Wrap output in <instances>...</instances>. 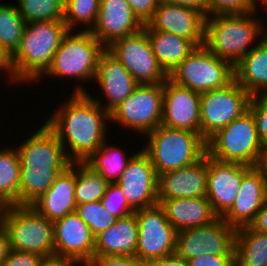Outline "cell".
<instances>
[{
  "label": "cell",
  "instance_id": "obj_20",
  "mask_svg": "<svg viewBox=\"0 0 267 266\" xmlns=\"http://www.w3.org/2000/svg\"><path fill=\"white\" fill-rule=\"evenodd\" d=\"M143 27L126 0H100L96 23L90 32L107 48L116 39L136 33Z\"/></svg>",
  "mask_w": 267,
  "mask_h": 266
},
{
  "label": "cell",
  "instance_id": "obj_16",
  "mask_svg": "<svg viewBox=\"0 0 267 266\" xmlns=\"http://www.w3.org/2000/svg\"><path fill=\"white\" fill-rule=\"evenodd\" d=\"M54 255L86 266L93 258L95 237L88 225L76 213L53 222Z\"/></svg>",
  "mask_w": 267,
  "mask_h": 266
},
{
  "label": "cell",
  "instance_id": "obj_50",
  "mask_svg": "<svg viewBox=\"0 0 267 266\" xmlns=\"http://www.w3.org/2000/svg\"><path fill=\"white\" fill-rule=\"evenodd\" d=\"M10 251L9 239L4 226L0 222V266Z\"/></svg>",
  "mask_w": 267,
  "mask_h": 266
},
{
  "label": "cell",
  "instance_id": "obj_43",
  "mask_svg": "<svg viewBox=\"0 0 267 266\" xmlns=\"http://www.w3.org/2000/svg\"><path fill=\"white\" fill-rule=\"evenodd\" d=\"M134 14L143 24L153 17L160 0H126Z\"/></svg>",
  "mask_w": 267,
  "mask_h": 266
},
{
  "label": "cell",
  "instance_id": "obj_9",
  "mask_svg": "<svg viewBox=\"0 0 267 266\" xmlns=\"http://www.w3.org/2000/svg\"><path fill=\"white\" fill-rule=\"evenodd\" d=\"M163 83L139 84L111 113L112 124H120L146 135L161 124Z\"/></svg>",
  "mask_w": 267,
  "mask_h": 266
},
{
  "label": "cell",
  "instance_id": "obj_11",
  "mask_svg": "<svg viewBox=\"0 0 267 266\" xmlns=\"http://www.w3.org/2000/svg\"><path fill=\"white\" fill-rule=\"evenodd\" d=\"M139 233L135 257L142 263L175 254L177 231L168 222L163 207L157 203L134 212Z\"/></svg>",
  "mask_w": 267,
  "mask_h": 266
},
{
  "label": "cell",
  "instance_id": "obj_1",
  "mask_svg": "<svg viewBox=\"0 0 267 266\" xmlns=\"http://www.w3.org/2000/svg\"><path fill=\"white\" fill-rule=\"evenodd\" d=\"M75 87L71 98L62 102L65 104L57 107L45 122L72 162L86 161L107 141L111 121L110 113L94 101L84 86Z\"/></svg>",
  "mask_w": 267,
  "mask_h": 266
},
{
  "label": "cell",
  "instance_id": "obj_21",
  "mask_svg": "<svg viewBox=\"0 0 267 266\" xmlns=\"http://www.w3.org/2000/svg\"><path fill=\"white\" fill-rule=\"evenodd\" d=\"M94 81L101 88L107 103L102 104L103 100L101 101L98 97L94 101L109 113L126 100L139 85L122 63L107 49L99 56Z\"/></svg>",
  "mask_w": 267,
  "mask_h": 266
},
{
  "label": "cell",
  "instance_id": "obj_35",
  "mask_svg": "<svg viewBox=\"0 0 267 266\" xmlns=\"http://www.w3.org/2000/svg\"><path fill=\"white\" fill-rule=\"evenodd\" d=\"M16 8L26 22L63 20L64 0H16Z\"/></svg>",
  "mask_w": 267,
  "mask_h": 266
},
{
  "label": "cell",
  "instance_id": "obj_15",
  "mask_svg": "<svg viewBox=\"0 0 267 266\" xmlns=\"http://www.w3.org/2000/svg\"><path fill=\"white\" fill-rule=\"evenodd\" d=\"M205 23L203 12L160 0L153 17L143 28L175 34L191 40L196 46H202L205 42Z\"/></svg>",
  "mask_w": 267,
  "mask_h": 266
},
{
  "label": "cell",
  "instance_id": "obj_49",
  "mask_svg": "<svg viewBox=\"0 0 267 266\" xmlns=\"http://www.w3.org/2000/svg\"><path fill=\"white\" fill-rule=\"evenodd\" d=\"M169 3L195 8L207 17V0H162Z\"/></svg>",
  "mask_w": 267,
  "mask_h": 266
},
{
  "label": "cell",
  "instance_id": "obj_42",
  "mask_svg": "<svg viewBox=\"0 0 267 266\" xmlns=\"http://www.w3.org/2000/svg\"><path fill=\"white\" fill-rule=\"evenodd\" d=\"M43 256L10 249L1 266H38Z\"/></svg>",
  "mask_w": 267,
  "mask_h": 266
},
{
  "label": "cell",
  "instance_id": "obj_19",
  "mask_svg": "<svg viewBox=\"0 0 267 266\" xmlns=\"http://www.w3.org/2000/svg\"><path fill=\"white\" fill-rule=\"evenodd\" d=\"M200 97V93L168 78L163 83L161 125L200 134Z\"/></svg>",
  "mask_w": 267,
  "mask_h": 266
},
{
  "label": "cell",
  "instance_id": "obj_53",
  "mask_svg": "<svg viewBox=\"0 0 267 266\" xmlns=\"http://www.w3.org/2000/svg\"><path fill=\"white\" fill-rule=\"evenodd\" d=\"M2 208H3V207L0 205V215H1Z\"/></svg>",
  "mask_w": 267,
  "mask_h": 266
},
{
  "label": "cell",
  "instance_id": "obj_8",
  "mask_svg": "<svg viewBox=\"0 0 267 266\" xmlns=\"http://www.w3.org/2000/svg\"><path fill=\"white\" fill-rule=\"evenodd\" d=\"M174 83L198 93L221 89L234 81V66L197 46L169 75Z\"/></svg>",
  "mask_w": 267,
  "mask_h": 266
},
{
  "label": "cell",
  "instance_id": "obj_44",
  "mask_svg": "<svg viewBox=\"0 0 267 266\" xmlns=\"http://www.w3.org/2000/svg\"><path fill=\"white\" fill-rule=\"evenodd\" d=\"M187 262L189 266H235V255L203 254Z\"/></svg>",
  "mask_w": 267,
  "mask_h": 266
},
{
  "label": "cell",
  "instance_id": "obj_47",
  "mask_svg": "<svg viewBox=\"0 0 267 266\" xmlns=\"http://www.w3.org/2000/svg\"><path fill=\"white\" fill-rule=\"evenodd\" d=\"M149 266H189L188 262L176 253L161 259L154 260Z\"/></svg>",
  "mask_w": 267,
  "mask_h": 266
},
{
  "label": "cell",
  "instance_id": "obj_46",
  "mask_svg": "<svg viewBox=\"0 0 267 266\" xmlns=\"http://www.w3.org/2000/svg\"><path fill=\"white\" fill-rule=\"evenodd\" d=\"M250 227L258 232L267 234V200L258 211L255 220Z\"/></svg>",
  "mask_w": 267,
  "mask_h": 266
},
{
  "label": "cell",
  "instance_id": "obj_39",
  "mask_svg": "<svg viewBox=\"0 0 267 266\" xmlns=\"http://www.w3.org/2000/svg\"><path fill=\"white\" fill-rule=\"evenodd\" d=\"M102 205L115 218H123L135 211L128 205L124 193L116 183H110L101 199Z\"/></svg>",
  "mask_w": 267,
  "mask_h": 266
},
{
  "label": "cell",
  "instance_id": "obj_36",
  "mask_svg": "<svg viewBox=\"0 0 267 266\" xmlns=\"http://www.w3.org/2000/svg\"><path fill=\"white\" fill-rule=\"evenodd\" d=\"M100 0H64L63 21L68 30H74L81 24L90 31L96 23Z\"/></svg>",
  "mask_w": 267,
  "mask_h": 266
},
{
  "label": "cell",
  "instance_id": "obj_2",
  "mask_svg": "<svg viewBox=\"0 0 267 266\" xmlns=\"http://www.w3.org/2000/svg\"><path fill=\"white\" fill-rule=\"evenodd\" d=\"M257 11L206 17L204 45L214 55L235 66L267 36V27L264 29L262 23L266 20H260Z\"/></svg>",
  "mask_w": 267,
  "mask_h": 266
},
{
  "label": "cell",
  "instance_id": "obj_31",
  "mask_svg": "<svg viewBox=\"0 0 267 266\" xmlns=\"http://www.w3.org/2000/svg\"><path fill=\"white\" fill-rule=\"evenodd\" d=\"M108 143L105 141L85 162L106 181L116 183L134 153L128 156L119 146Z\"/></svg>",
  "mask_w": 267,
  "mask_h": 266
},
{
  "label": "cell",
  "instance_id": "obj_24",
  "mask_svg": "<svg viewBox=\"0 0 267 266\" xmlns=\"http://www.w3.org/2000/svg\"><path fill=\"white\" fill-rule=\"evenodd\" d=\"M75 161L59 173L52 186L30 206L48 220L55 221L76 212L75 201Z\"/></svg>",
  "mask_w": 267,
  "mask_h": 266
},
{
  "label": "cell",
  "instance_id": "obj_41",
  "mask_svg": "<svg viewBox=\"0 0 267 266\" xmlns=\"http://www.w3.org/2000/svg\"><path fill=\"white\" fill-rule=\"evenodd\" d=\"M143 264L135 256L93 255L86 266H142Z\"/></svg>",
  "mask_w": 267,
  "mask_h": 266
},
{
  "label": "cell",
  "instance_id": "obj_26",
  "mask_svg": "<svg viewBox=\"0 0 267 266\" xmlns=\"http://www.w3.org/2000/svg\"><path fill=\"white\" fill-rule=\"evenodd\" d=\"M138 233L135 213L118 218L112 226L95 237L94 255L134 256Z\"/></svg>",
  "mask_w": 267,
  "mask_h": 266
},
{
  "label": "cell",
  "instance_id": "obj_40",
  "mask_svg": "<svg viewBox=\"0 0 267 266\" xmlns=\"http://www.w3.org/2000/svg\"><path fill=\"white\" fill-rule=\"evenodd\" d=\"M248 109L254 116L260 141L267 149V94L251 96Z\"/></svg>",
  "mask_w": 267,
  "mask_h": 266
},
{
  "label": "cell",
  "instance_id": "obj_12",
  "mask_svg": "<svg viewBox=\"0 0 267 266\" xmlns=\"http://www.w3.org/2000/svg\"><path fill=\"white\" fill-rule=\"evenodd\" d=\"M139 84L164 83L168 74L159 65L144 28L116 39L106 48Z\"/></svg>",
  "mask_w": 267,
  "mask_h": 266
},
{
  "label": "cell",
  "instance_id": "obj_7",
  "mask_svg": "<svg viewBox=\"0 0 267 266\" xmlns=\"http://www.w3.org/2000/svg\"><path fill=\"white\" fill-rule=\"evenodd\" d=\"M0 222L7 232L10 249L43 257L54 255L53 221L30 205L3 207Z\"/></svg>",
  "mask_w": 267,
  "mask_h": 266
},
{
  "label": "cell",
  "instance_id": "obj_29",
  "mask_svg": "<svg viewBox=\"0 0 267 266\" xmlns=\"http://www.w3.org/2000/svg\"><path fill=\"white\" fill-rule=\"evenodd\" d=\"M235 266H267V234L250 226L237 228Z\"/></svg>",
  "mask_w": 267,
  "mask_h": 266
},
{
  "label": "cell",
  "instance_id": "obj_28",
  "mask_svg": "<svg viewBox=\"0 0 267 266\" xmlns=\"http://www.w3.org/2000/svg\"><path fill=\"white\" fill-rule=\"evenodd\" d=\"M145 30L159 65L168 75L197 47L191 40L175 34Z\"/></svg>",
  "mask_w": 267,
  "mask_h": 266
},
{
  "label": "cell",
  "instance_id": "obj_45",
  "mask_svg": "<svg viewBox=\"0 0 267 266\" xmlns=\"http://www.w3.org/2000/svg\"><path fill=\"white\" fill-rule=\"evenodd\" d=\"M4 71V72H3ZM0 72L6 74L8 72V78H10V82L14 83V69L12 65L11 55L7 52V50L0 43Z\"/></svg>",
  "mask_w": 267,
  "mask_h": 266
},
{
  "label": "cell",
  "instance_id": "obj_30",
  "mask_svg": "<svg viewBox=\"0 0 267 266\" xmlns=\"http://www.w3.org/2000/svg\"><path fill=\"white\" fill-rule=\"evenodd\" d=\"M0 149V205H18L20 159L15 148Z\"/></svg>",
  "mask_w": 267,
  "mask_h": 266
},
{
  "label": "cell",
  "instance_id": "obj_27",
  "mask_svg": "<svg viewBox=\"0 0 267 266\" xmlns=\"http://www.w3.org/2000/svg\"><path fill=\"white\" fill-rule=\"evenodd\" d=\"M234 80L251 96L267 94V36L234 66Z\"/></svg>",
  "mask_w": 267,
  "mask_h": 266
},
{
  "label": "cell",
  "instance_id": "obj_5",
  "mask_svg": "<svg viewBox=\"0 0 267 266\" xmlns=\"http://www.w3.org/2000/svg\"><path fill=\"white\" fill-rule=\"evenodd\" d=\"M207 154L219 161L259 166L267 156L260 141L254 116L248 109L218 130L207 141Z\"/></svg>",
  "mask_w": 267,
  "mask_h": 266
},
{
  "label": "cell",
  "instance_id": "obj_52",
  "mask_svg": "<svg viewBox=\"0 0 267 266\" xmlns=\"http://www.w3.org/2000/svg\"><path fill=\"white\" fill-rule=\"evenodd\" d=\"M260 2V3H259ZM256 4H259V5H261L260 7H263V9L265 10V11H267L266 9H267V0H256Z\"/></svg>",
  "mask_w": 267,
  "mask_h": 266
},
{
  "label": "cell",
  "instance_id": "obj_38",
  "mask_svg": "<svg viewBox=\"0 0 267 266\" xmlns=\"http://www.w3.org/2000/svg\"><path fill=\"white\" fill-rule=\"evenodd\" d=\"M256 0H207V17L243 15L257 10Z\"/></svg>",
  "mask_w": 267,
  "mask_h": 266
},
{
  "label": "cell",
  "instance_id": "obj_14",
  "mask_svg": "<svg viewBox=\"0 0 267 266\" xmlns=\"http://www.w3.org/2000/svg\"><path fill=\"white\" fill-rule=\"evenodd\" d=\"M135 153L116 184L128 205L137 211L158 203V176L149 155L142 148Z\"/></svg>",
  "mask_w": 267,
  "mask_h": 266
},
{
  "label": "cell",
  "instance_id": "obj_4",
  "mask_svg": "<svg viewBox=\"0 0 267 266\" xmlns=\"http://www.w3.org/2000/svg\"><path fill=\"white\" fill-rule=\"evenodd\" d=\"M146 136L149 139L142 149L149 155L157 176L189 166L207 153L206 140L199 133L160 124Z\"/></svg>",
  "mask_w": 267,
  "mask_h": 266
},
{
  "label": "cell",
  "instance_id": "obj_37",
  "mask_svg": "<svg viewBox=\"0 0 267 266\" xmlns=\"http://www.w3.org/2000/svg\"><path fill=\"white\" fill-rule=\"evenodd\" d=\"M76 213L88 225L94 237L112 226L117 219L106 210L101 200L77 205Z\"/></svg>",
  "mask_w": 267,
  "mask_h": 266
},
{
  "label": "cell",
  "instance_id": "obj_32",
  "mask_svg": "<svg viewBox=\"0 0 267 266\" xmlns=\"http://www.w3.org/2000/svg\"><path fill=\"white\" fill-rule=\"evenodd\" d=\"M75 201L77 205L100 201L109 186L98 172L85 161H75Z\"/></svg>",
  "mask_w": 267,
  "mask_h": 266
},
{
  "label": "cell",
  "instance_id": "obj_17",
  "mask_svg": "<svg viewBox=\"0 0 267 266\" xmlns=\"http://www.w3.org/2000/svg\"><path fill=\"white\" fill-rule=\"evenodd\" d=\"M251 168L241 163L219 161L207 154L206 198L218 217H222L232 207L240 190L242 177Z\"/></svg>",
  "mask_w": 267,
  "mask_h": 266
},
{
  "label": "cell",
  "instance_id": "obj_22",
  "mask_svg": "<svg viewBox=\"0 0 267 266\" xmlns=\"http://www.w3.org/2000/svg\"><path fill=\"white\" fill-rule=\"evenodd\" d=\"M266 200L264 172L260 166L252 167L242 177L240 190L232 207L221 218L235 229L250 226Z\"/></svg>",
  "mask_w": 267,
  "mask_h": 266
},
{
  "label": "cell",
  "instance_id": "obj_25",
  "mask_svg": "<svg viewBox=\"0 0 267 266\" xmlns=\"http://www.w3.org/2000/svg\"><path fill=\"white\" fill-rule=\"evenodd\" d=\"M177 232L205 226L218 218L206 197L158 200Z\"/></svg>",
  "mask_w": 267,
  "mask_h": 266
},
{
  "label": "cell",
  "instance_id": "obj_13",
  "mask_svg": "<svg viewBox=\"0 0 267 266\" xmlns=\"http://www.w3.org/2000/svg\"><path fill=\"white\" fill-rule=\"evenodd\" d=\"M236 229L221 217L205 226L177 232L176 254L190 260L203 254L235 255Z\"/></svg>",
  "mask_w": 267,
  "mask_h": 266
},
{
  "label": "cell",
  "instance_id": "obj_23",
  "mask_svg": "<svg viewBox=\"0 0 267 266\" xmlns=\"http://www.w3.org/2000/svg\"><path fill=\"white\" fill-rule=\"evenodd\" d=\"M207 153L197 162L158 175L157 199L206 197Z\"/></svg>",
  "mask_w": 267,
  "mask_h": 266
},
{
  "label": "cell",
  "instance_id": "obj_48",
  "mask_svg": "<svg viewBox=\"0 0 267 266\" xmlns=\"http://www.w3.org/2000/svg\"><path fill=\"white\" fill-rule=\"evenodd\" d=\"M78 264L59 256L43 257L38 266H77Z\"/></svg>",
  "mask_w": 267,
  "mask_h": 266
},
{
  "label": "cell",
  "instance_id": "obj_34",
  "mask_svg": "<svg viewBox=\"0 0 267 266\" xmlns=\"http://www.w3.org/2000/svg\"><path fill=\"white\" fill-rule=\"evenodd\" d=\"M25 25L16 5L0 4V43L10 55L19 46Z\"/></svg>",
  "mask_w": 267,
  "mask_h": 266
},
{
  "label": "cell",
  "instance_id": "obj_33",
  "mask_svg": "<svg viewBox=\"0 0 267 266\" xmlns=\"http://www.w3.org/2000/svg\"><path fill=\"white\" fill-rule=\"evenodd\" d=\"M64 170L20 169L18 205H31L46 193Z\"/></svg>",
  "mask_w": 267,
  "mask_h": 266
},
{
  "label": "cell",
  "instance_id": "obj_10",
  "mask_svg": "<svg viewBox=\"0 0 267 266\" xmlns=\"http://www.w3.org/2000/svg\"><path fill=\"white\" fill-rule=\"evenodd\" d=\"M251 95L235 80L228 86L201 93L200 135L207 141L248 110Z\"/></svg>",
  "mask_w": 267,
  "mask_h": 266
},
{
  "label": "cell",
  "instance_id": "obj_18",
  "mask_svg": "<svg viewBox=\"0 0 267 266\" xmlns=\"http://www.w3.org/2000/svg\"><path fill=\"white\" fill-rule=\"evenodd\" d=\"M25 140L16 148L20 169L65 170L70 166L64 147L45 123Z\"/></svg>",
  "mask_w": 267,
  "mask_h": 266
},
{
  "label": "cell",
  "instance_id": "obj_6",
  "mask_svg": "<svg viewBox=\"0 0 267 266\" xmlns=\"http://www.w3.org/2000/svg\"><path fill=\"white\" fill-rule=\"evenodd\" d=\"M105 49L90 31L80 30L74 33L68 30L53 55L50 67L36 82L39 83L46 76L63 80L70 77L69 79L75 78L83 82L94 81L99 56Z\"/></svg>",
  "mask_w": 267,
  "mask_h": 266
},
{
  "label": "cell",
  "instance_id": "obj_3",
  "mask_svg": "<svg viewBox=\"0 0 267 266\" xmlns=\"http://www.w3.org/2000/svg\"><path fill=\"white\" fill-rule=\"evenodd\" d=\"M67 32L63 20L26 22L19 46L11 55L14 84L35 83L50 67Z\"/></svg>",
  "mask_w": 267,
  "mask_h": 266
},
{
  "label": "cell",
  "instance_id": "obj_51",
  "mask_svg": "<svg viewBox=\"0 0 267 266\" xmlns=\"http://www.w3.org/2000/svg\"><path fill=\"white\" fill-rule=\"evenodd\" d=\"M261 169L264 172L265 180H266V192H267V156L261 161L260 165Z\"/></svg>",
  "mask_w": 267,
  "mask_h": 266
}]
</instances>
